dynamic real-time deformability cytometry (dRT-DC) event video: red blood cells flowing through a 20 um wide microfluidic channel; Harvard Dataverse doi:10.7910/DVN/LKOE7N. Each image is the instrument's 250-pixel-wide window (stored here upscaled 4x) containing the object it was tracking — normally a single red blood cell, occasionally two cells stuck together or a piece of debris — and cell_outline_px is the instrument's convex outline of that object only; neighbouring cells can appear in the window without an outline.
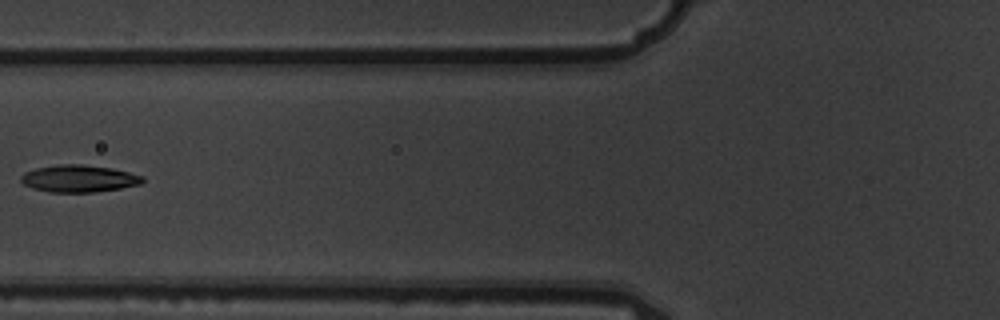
{"species": "common noctule bat (a hibernating species)", "species_latin": "Nyctalus noctula", "temperature_condition": "warm", "stored_images_in_passage": 7, "camera_frame_rate_fps": 3000, "um_per_image_px": 0.085, "animal": {"sex": "male", "body_mass_g": 19.5, "forearm_length_mm": 54.6}, "frame": {"image": 1, "passage_image": 6, "time_ms": 1.667, "image_size_px": [1000, 320], "cell_outline_px": [[144, 180], [140, 184], [120, 188], [92, 192], [48, 192], [32, 188], [24, 184], [20, 180], [20, 176], [24, 172], [36, 168], [60, 164], [80, 164], [112, 168], [144, 176]], "centroid_in_image_um": [6.68, 15.17], "position_along_channel_um": 119.1, "area_um2": 19.19}}
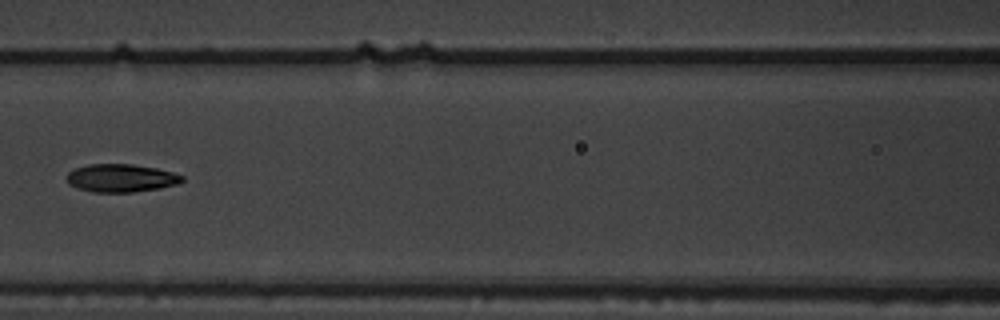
{"frame": {"image": 2, "passage_image": 7, "time_ms": 2.0, "image_size_px": [1000, 320], "cell_outline_px": [[184, 180], [176, 184], [160, 188], [132, 192], [92, 192], [76, 188], [68, 184], [68, 172], [72, 168], [88, 164], [132, 164], [156, 168], [172, 172], [184, 176]], "centroid_in_image_um": [10.26, 15.13], "position_along_channel_um": 156.3, "area_um2": 18.9}}